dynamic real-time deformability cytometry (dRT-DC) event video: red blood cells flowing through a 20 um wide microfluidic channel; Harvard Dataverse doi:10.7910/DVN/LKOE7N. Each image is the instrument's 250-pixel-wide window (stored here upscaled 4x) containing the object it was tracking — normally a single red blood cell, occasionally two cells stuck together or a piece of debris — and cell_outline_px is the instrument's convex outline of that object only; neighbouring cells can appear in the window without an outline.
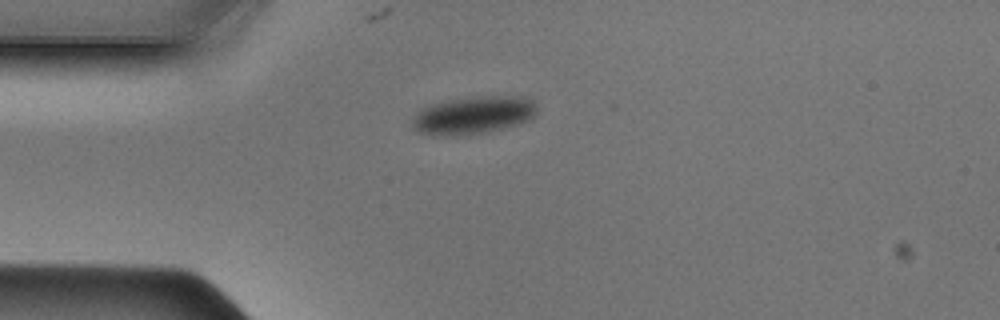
{"species": "Egyptian fruit bat (a non-hibernating species)", "species_latin": "Rousettus aegyptiacus", "temperature_condition": "cold", "stored_images_in_passage": 37, "camera_frame_rate_fps": 3000, "um_per_image_px": 0.085, "animal": {"sex": "male"}, "frame": {"image": 1, "passage_image": 1, "time_ms": 0.0, "image_size_px": [1000, 320], "cell_outline_px": [[536, 112], [528, 120], [520, 124], [488, 132], [460, 136], [432, 136], [420, 132], [412, 128], [412, 120], [416, 112], [420, 108], [432, 104], [448, 100], [480, 96], [508, 96], [528, 100], [536, 104]], "centroid_in_image_um": [40.15, 9.82], "position_along_channel_um": 44.8, "area_um2": 27.46}}
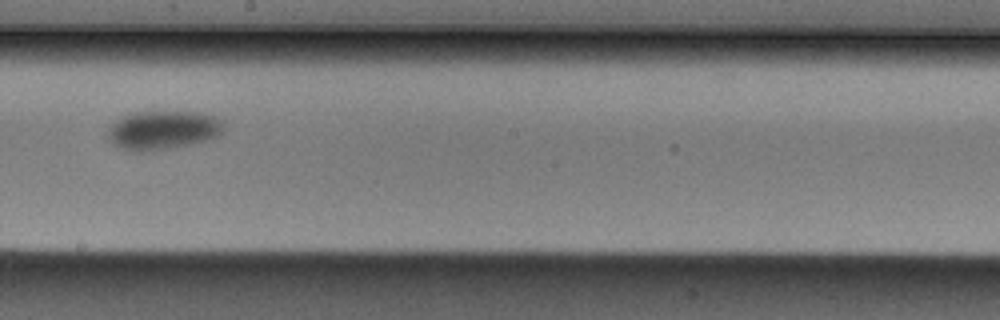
{"frame": {"image": 2, "passage_image": 16, "time_ms": 5.0, "image_size_px": [1000, 320], "cell_outline_px": [[224, 132], [208, 140], [192, 144], [152, 152], [132, 152], [120, 148], [112, 144], [108, 140], [108, 128], [124, 116], [132, 112], [200, 112], [212, 116], [220, 120]], "centroid_in_image_um": [13.82, 11.09], "position_along_channel_um": 234.4, "area_um2": 26.36}}
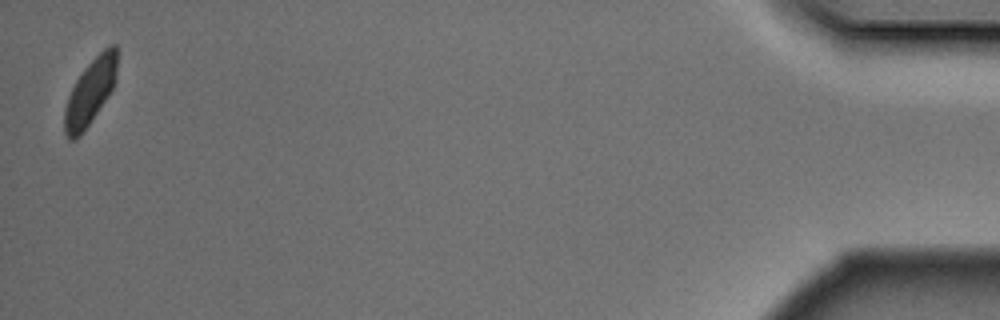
{"frame": {"image": 3, "passage_image": 37, "time_ms": 12.0, "image_size_px": [1000, 320], "cell_outline_px": [[116, 80], [112, 88], [84, 132], [80, 136], [72, 140], [64, 132], [64, 108], [68, 96], [76, 80], [84, 68], [104, 48], [112, 44], [116, 44]], "centroid_in_image_um": [7.65, 7.82], "position_along_channel_um": 427.6, "area_um2": 19.77}}